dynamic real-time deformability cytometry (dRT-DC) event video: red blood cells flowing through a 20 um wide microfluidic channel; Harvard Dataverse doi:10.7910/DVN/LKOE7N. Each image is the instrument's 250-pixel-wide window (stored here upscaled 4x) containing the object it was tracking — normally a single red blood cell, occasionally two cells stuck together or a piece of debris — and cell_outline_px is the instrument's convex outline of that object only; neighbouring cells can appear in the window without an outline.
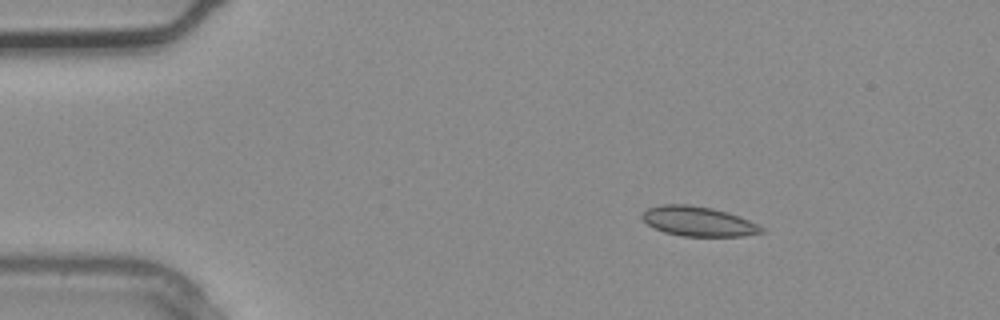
{"species": "common noctule bat (a hibernating species)", "species_latin": "Nyctalus noctula", "temperature_condition": "warm", "stored_images_in_passage": 3, "camera_frame_rate_fps": 3000, "um_per_image_px": 0.085, "animal": {"sex": "male", "body_mass_g": 20.4}, "frame": {"image": 1, "passage_image": 2, "time_ms": 0.333, "image_size_px": [1000, 320], "cell_outline_px": [[768, 232], [744, 236], [684, 236], [664, 232], [648, 224], [640, 216], [648, 208], [660, 204], [688, 204], [712, 208], [728, 212], [748, 220], [764, 228]], "centroid_in_image_um": [59.38, 18.81], "position_along_channel_um": 25.6, "area_um2": 20.63}}